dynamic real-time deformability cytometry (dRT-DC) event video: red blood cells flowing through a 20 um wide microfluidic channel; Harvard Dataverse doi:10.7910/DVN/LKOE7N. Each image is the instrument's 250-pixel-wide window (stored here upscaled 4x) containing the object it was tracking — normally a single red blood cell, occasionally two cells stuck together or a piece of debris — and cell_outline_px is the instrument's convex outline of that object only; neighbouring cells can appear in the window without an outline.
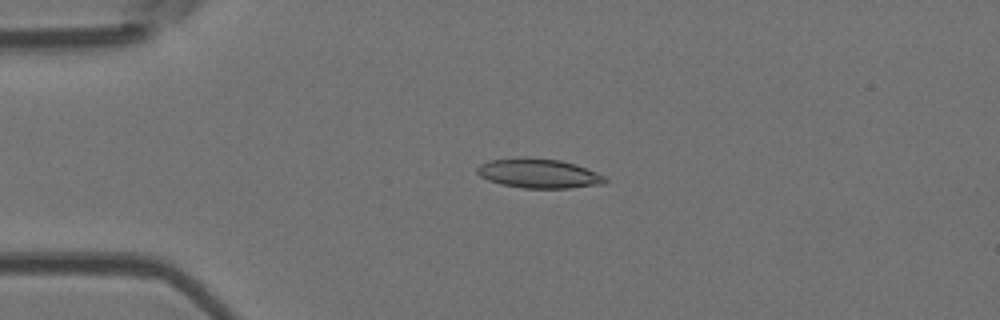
{"species": "Egyptian fruit bat (a non-hibernating species)", "species_latin": "Rousettus aegyptiacus", "temperature_condition": "room temperature", "stored_images_in_passage": 3, "camera_frame_rate_fps": 3000, "um_per_image_px": 0.085, "animal": {"sex": "female"}, "frame": {"image": 1, "passage_image": 2, "time_ms": 1.333, "image_size_px": [1000, 320], "cell_outline_px": [[608, 180], [604, 184], [568, 188], [524, 188], [500, 184], [488, 180], [480, 176], [476, 172], [476, 168], [480, 164], [488, 160], [524, 156], [528, 156], [560, 160], [576, 164], [596, 172], [604, 176]], "centroid_in_image_um": [45.76, 14.72], "position_along_channel_um": 39.2, "area_um2": 22.25}}